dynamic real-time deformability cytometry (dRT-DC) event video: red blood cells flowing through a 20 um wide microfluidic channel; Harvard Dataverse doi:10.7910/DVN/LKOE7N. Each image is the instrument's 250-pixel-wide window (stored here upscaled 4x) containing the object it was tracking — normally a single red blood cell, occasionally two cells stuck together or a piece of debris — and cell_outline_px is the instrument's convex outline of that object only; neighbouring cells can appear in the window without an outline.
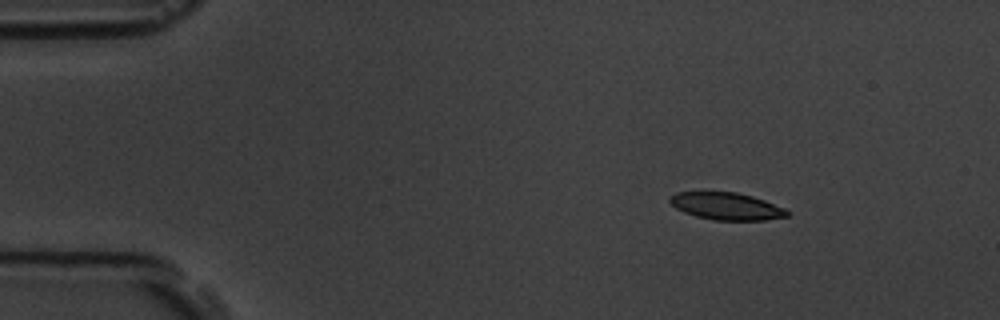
{"species": "common noctule bat (a hibernating species)", "species_latin": "Nyctalus noctula", "temperature_condition": "room temperature", "stored_images_in_passage": 4, "camera_frame_rate_fps": 3000, "um_per_image_px": 0.085, "animal": {"sex": "male", "body_mass_g": 19.5, "forearm_length_mm": 54.6}, "frame": {"image": 1, "passage_image": 1, "time_ms": 0.0, "image_size_px": [1000, 320], "cell_outline_px": [[792, 212], [788, 216], [764, 220], [712, 220], [696, 216], [684, 212], [676, 208], [668, 200], [668, 196], [676, 192], [736, 192], [752, 196], [764, 200], [784, 208]], "centroid_in_image_um": [61.74, 17.52], "position_along_channel_um": 23.3, "area_um2": 18.67}}